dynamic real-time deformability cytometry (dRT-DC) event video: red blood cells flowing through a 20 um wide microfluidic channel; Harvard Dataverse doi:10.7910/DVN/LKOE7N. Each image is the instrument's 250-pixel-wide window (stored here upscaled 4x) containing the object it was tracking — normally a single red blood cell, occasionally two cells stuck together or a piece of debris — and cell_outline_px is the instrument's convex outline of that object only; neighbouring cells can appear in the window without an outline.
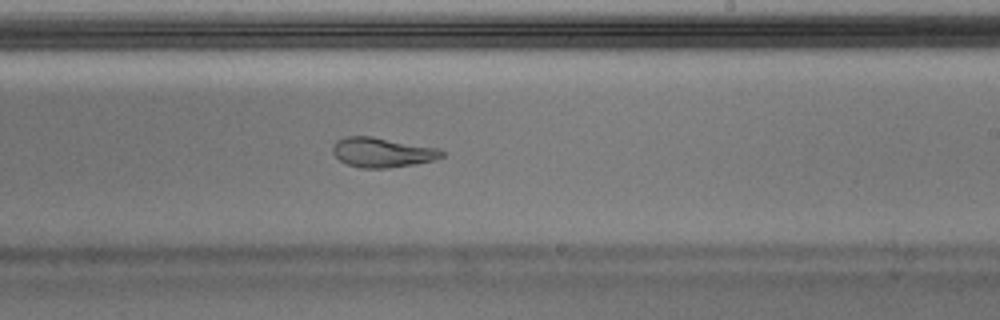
{"species": "Egyptian fruit bat (a non-hibernating species)", "species_latin": "Rousettus aegyptiacus", "temperature_condition": "warm", "stored_images_in_passage": 36, "segment_of_instrument_passage": [1, 2], "camera_frame_rate_fps": 3000, "um_per_image_px": 0.085, "animal": {"sex": "male"}, "frame": {"image": 1, "passage_image": 16, "time_ms": 5.0, "image_size_px": [1000, 320], "cell_outline_px": [[444, 156], [432, 160], [416, 164], [388, 168], [360, 168], [348, 164], [340, 160], [332, 152], [332, 144], [336, 140], [344, 136], [372, 136], [440, 148], [444, 152]], "centroid_in_image_um": [32.48, 12.94], "position_along_channel_um": 256.5, "area_um2": 19.07}}